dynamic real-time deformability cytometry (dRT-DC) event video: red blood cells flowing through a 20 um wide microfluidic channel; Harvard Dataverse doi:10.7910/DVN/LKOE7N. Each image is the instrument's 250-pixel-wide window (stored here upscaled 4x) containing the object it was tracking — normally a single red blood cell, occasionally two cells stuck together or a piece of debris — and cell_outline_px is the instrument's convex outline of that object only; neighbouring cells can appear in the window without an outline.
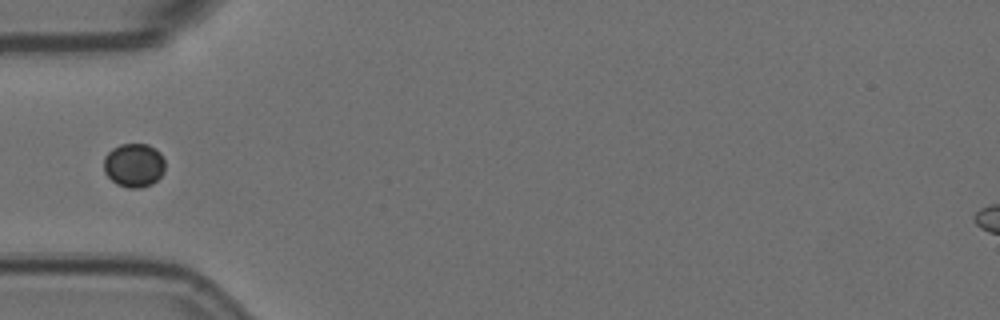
{"species": "Egyptian fruit bat (a non-hibernating species)", "species_latin": "Rousettus aegyptiacus", "temperature_condition": "room temperature", "stored_images_in_passage": 5, "segment_of_instrument_passage": [2, 2], "camera_frame_rate_fps": 3000, "um_per_image_px": 0.085, "animal": {"sex": "female"}, "frame": {"image": 1, "passage_image": 4, "time_ms": 1.0, "image_size_px": [1000, 320], "cell_outline_px": [[164, 172], [152, 184], [140, 188], [128, 188], [116, 184], [104, 172], [104, 156], [112, 148], [120, 144], [148, 144], [156, 148], [160, 152], [164, 160]], "centroid_in_image_um": [11.38, 14.04], "position_along_channel_um": 73.6, "area_um2": 15.78}}
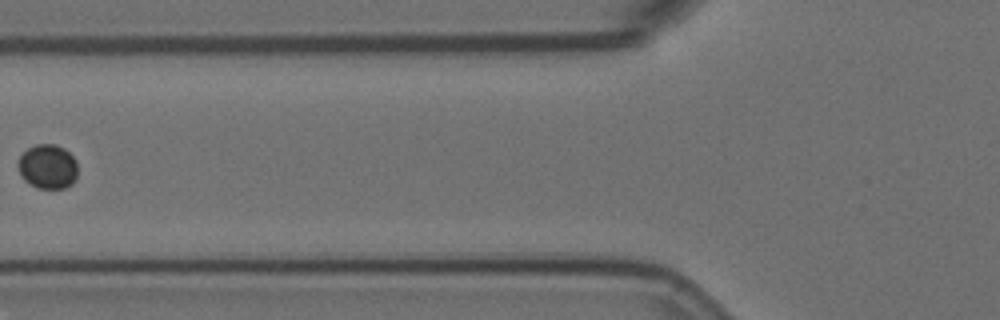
{"frame": {"image": 2, "passage_image": 5, "time_ms": 1.333, "image_size_px": [1000, 320], "cell_outline_px": [[76, 180], [72, 184], [64, 188], [40, 188], [24, 180], [20, 176], [16, 164], [20, 156], [28, 148], [36, 144], [56, 144], [64, 148], [76, 160]], "centroid_in_image_um": [4.04, 14.15], "position_along_channel_um": 121.8, "area_um2": 15.49}}